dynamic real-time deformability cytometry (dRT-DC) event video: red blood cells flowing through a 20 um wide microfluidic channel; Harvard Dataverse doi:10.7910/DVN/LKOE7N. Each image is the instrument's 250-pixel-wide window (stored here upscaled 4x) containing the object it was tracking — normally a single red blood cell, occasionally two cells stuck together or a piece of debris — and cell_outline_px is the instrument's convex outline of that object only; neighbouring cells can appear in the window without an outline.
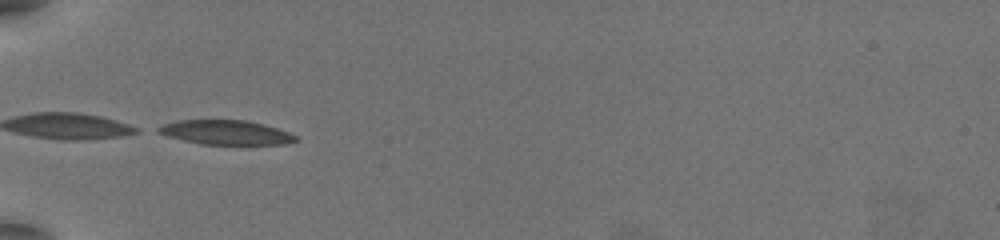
{"species": "common noctule bat (a hibernating species)", "species_latin": "Nyctalus noctula", "temperature_condition": "warm", "stored_images_in_passage": 34, "camera_frame_rate_fps": 3000, "um_per_image_px": 0.085, "animal": {"sex": "female", "body_mass_g": 19.5, "forearm_length_mm": 54.1}, "frame": {"image": 1, "passage_image": 1, "time_ms": 0.0, "image_size_px": [1000, 240], "cell_outline_px": [[300, 140], [284, 144], [200, 144], [168, 136], [156, 132], [156, 128], [164, 124], [176, 120], [248, 120], [264, 124], [288, 132], [296, 136]], "centroid_in_image_um": [19.19, 11.25], "position_along_channel_um": 65.8, "area_um2": 19.48}, "authors_computed_cell_mechanics": {"area_um2": 20.7213, "velocity_mm_per_s": 3.8824, "shape_relaxation_time_tau1_ms": 4.7797, "shape_relaxation_time_tau2_ms": 1.9128, "deformation_change_tau1": 0.1988, "deformation_change_tau2": 0.0911}}